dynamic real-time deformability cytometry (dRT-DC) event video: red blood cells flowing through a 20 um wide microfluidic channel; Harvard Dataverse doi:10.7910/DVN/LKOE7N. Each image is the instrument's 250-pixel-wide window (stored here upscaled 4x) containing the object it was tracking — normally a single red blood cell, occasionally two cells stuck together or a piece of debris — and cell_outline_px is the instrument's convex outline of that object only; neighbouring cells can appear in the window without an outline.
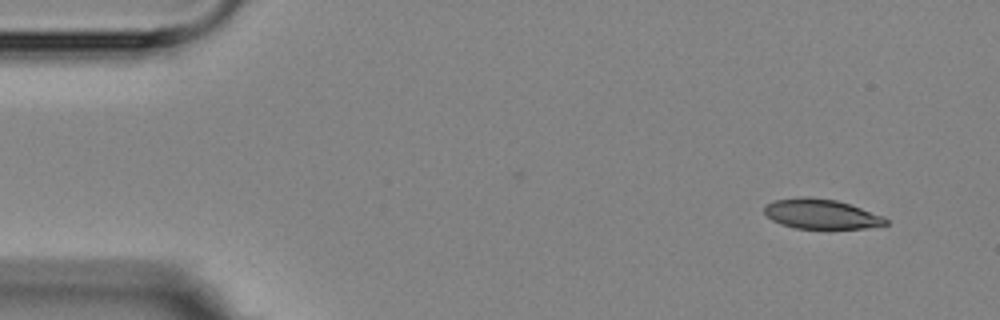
{"species": "Egyptian fruit bat (a non-hibernating species)", "species_latin": "Rousettus aegyptiacus", "temperature_condition": "room temperature", "stored_images_in_passage": 5, "segment_of_instrument_passage": [1, 2], "camera_frame_rate_fps": 3000, "um_per_image_px": 0.085, "animal": {"sex": "female"}, "frame": {"image": 1, "passage_image": 1, "time_ms": 0.0, "image_size_px": [1000, 320], "cell_outline_px": [[888, 224], [864, 228], [796, 228], [772, 220], [764, 212], [764, 204], [776, 200], [800, 196], [808, 196], [836, 200], [884, 216], [888, 220]], "centroid_in_image_um": [69.78, 18.17], "position_along_channel_um": 15.2, "area_um2": 20.87}}
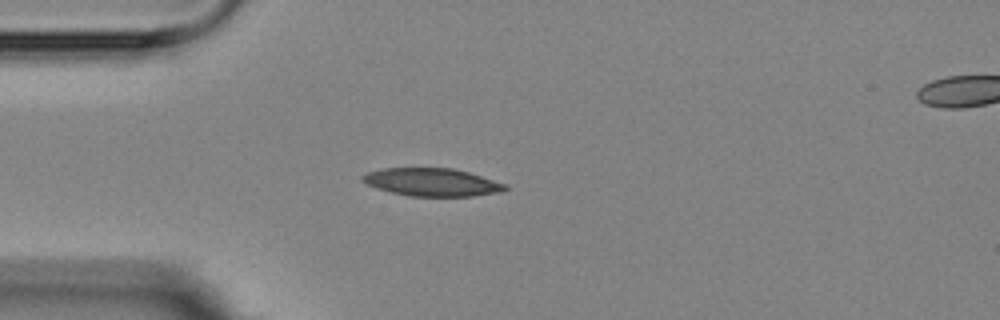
{"frame": {"image": 2, "passage_image": 4, "time_ms": 3.333, "image_size_px": [1000, 320], "cell_outline_px": [[508, 188], [500, 192], [472, 196], [408, 196], [376, 188], [368, 184], [360, 176], [368, 172], [384, 168], [452, 168], [468, 172], [504, 184]], "centroid_in_image_um": [36.69, 15.49], "position_along_channel_um": 48.3, "area_um2": 22.83}}